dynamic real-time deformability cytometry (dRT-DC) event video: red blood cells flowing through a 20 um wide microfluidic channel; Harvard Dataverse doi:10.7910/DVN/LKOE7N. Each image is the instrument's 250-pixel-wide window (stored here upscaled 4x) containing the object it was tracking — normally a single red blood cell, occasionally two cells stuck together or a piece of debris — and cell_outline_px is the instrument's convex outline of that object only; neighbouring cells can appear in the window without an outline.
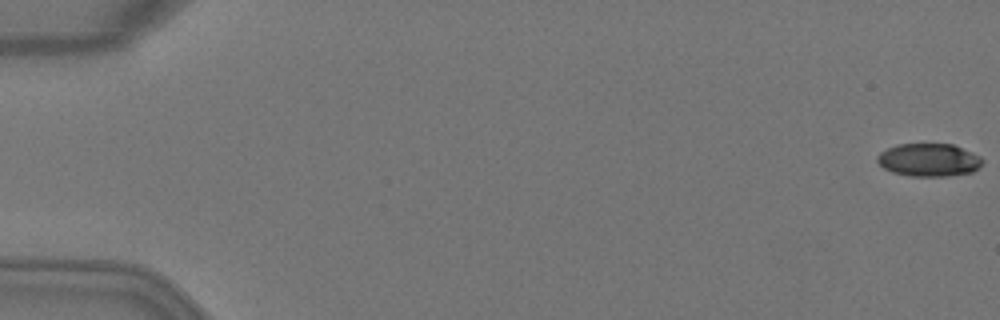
{"species": "Egyptian fruit bat (a non-hibernating species)", "species_latin": "Rousettus aegyptiacus", "temperature_condition": "warm", "stored_images_in_passage": 6, "camera_frame_rate_fps": 3000, "um_per_image_px": 0.085, "animal": {"sex": "female"}, "frame": {"image": 1, "passage_image": 1, "time_ms": 0.0, "image_size_px": [1000, 320], "cell_outline_px": [[984, 160], [980, 168], [972, 172], [948, 176], [908, 176], [892, 172], [884, 168], [876, 160], [876, 156], [880, 152], [896, 144], [952, 144], [972, 152], [980, 156]], "centroid_in_image_um": [78.96, 13.6], "position_along_channel_um": 6.0, "area_um2": 20.35}}